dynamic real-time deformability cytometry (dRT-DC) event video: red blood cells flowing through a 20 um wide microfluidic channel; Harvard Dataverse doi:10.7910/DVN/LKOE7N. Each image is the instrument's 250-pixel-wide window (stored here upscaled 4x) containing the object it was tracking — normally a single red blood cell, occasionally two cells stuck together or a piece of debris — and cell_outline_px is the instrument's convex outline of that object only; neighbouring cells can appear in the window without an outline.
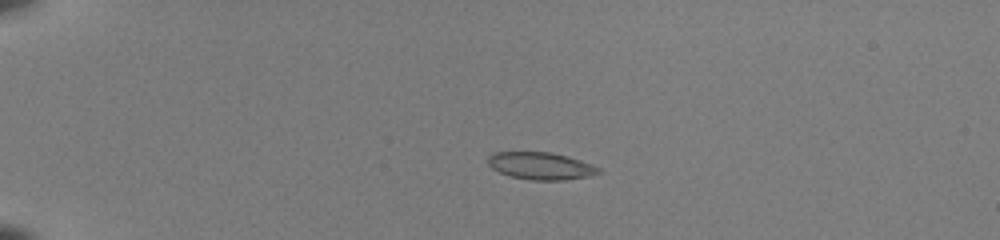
{"species": "common noctule bat (a hibernating species)", "species_latin": "Nyctalus noctula", "temperature_condition": "room temperature", "stored_images_in_passage": 39, "camera_frame_rate_fps": 3000, "um_per_image_px": 0.085, "animal": {"sex": "female", "body_mass_g": 22.0, "forearm_length_mm": 56.7}, "frame": {"image": 1, "passage_image": 1, "time_ms": 0.0, "image_size_px": [1000, 240], "cell_outline_px": [[600, 172], [592, 176], [564, 180], [532, 180], [508, 176], [492, 168], [488, 164], [488, 156], [492, 152], [552, 152], [568, 156], [592, 164], [600, 168]], "centroid_in_image_um": [45.97, 14.1], "position_along_channel_um": 39.0, "area_um2": 17.74}}
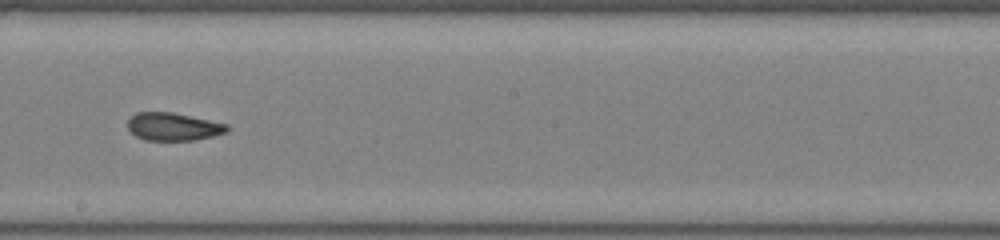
{"frame": {"image": 2, "passage_image": 20, "time_ms": 6.333, "image_size_px": [1000, 240], "cell_outline_px": [[228, 132], [212, 136], [192, 140], [144, 140], [136, 136], [128, 128], [128, 120], [136, 112], [172, 112], [228, 124]], "centroid_in_image_um": [14.72, 10.76], "position_along_channel_um": 233.5, "area_um2": 16.01}}
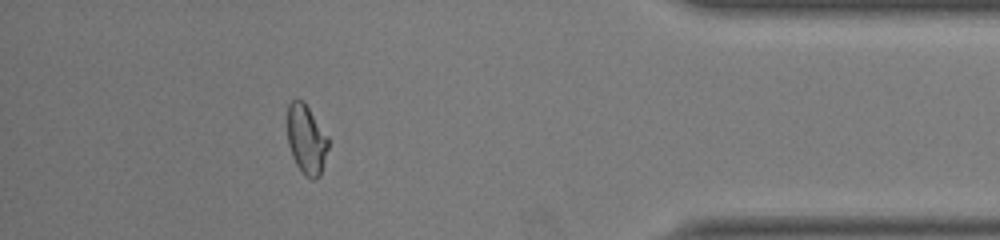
{"frame": {"image": 3, "passage_image": 35, "time_ms": 11.333, "image_size_px": [1000, 240], "cell_outline_px": [[328, 148], [320, 176], [316, 180], [312, 180], [296, 164], [292, 156], [288, 144], [288, 104], [296, 96], [304, 100], [328, 136]], "centroid_in_image_um": [26.04, 11.79], "position_along_channel_um": 409.2, "area_um2": 16.65}, "authors_computed_cell_mechanics": {"area_um2": 16.9354, "velocity_mm_per_s": 4.0837, "shape_relaxation_time_tau1_ms": null, "shape_relaxation_time_tau2_ms": 1.3117, "deformation_change_tau1": null, "deformation_change_tau2": 0.0624}}